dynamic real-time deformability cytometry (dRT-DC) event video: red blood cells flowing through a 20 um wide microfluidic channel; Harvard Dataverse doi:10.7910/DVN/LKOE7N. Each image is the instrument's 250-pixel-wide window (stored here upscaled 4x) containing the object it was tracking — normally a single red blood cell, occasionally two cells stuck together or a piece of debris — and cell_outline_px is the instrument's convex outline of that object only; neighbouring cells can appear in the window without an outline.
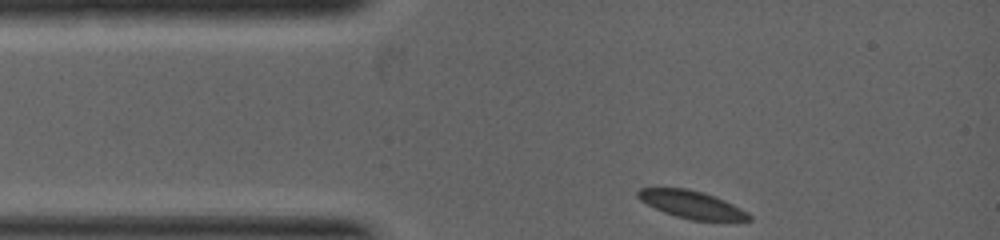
{"species": "common noctule bat (a hibernating species)", "species_latin": "Nyctalus noctula", "temperature_condition": "warm", "stored_images_in_passage": 10, "camera_frame_rate_fps": 5000, "um_per_image_px": 0.085, "animal": {"sex": "female", "body_mass_g": 19.0, "forearm_length_mm": 53.3}, "frame": {"image": 1, "passage_image": 1, "time_ms": 0.0, "image_size_px": [1000, 240], "cell_outline_px": [[752, 220], [692, 220], [676, 216], [664, 212], [640, 200], [636, 196], [636, 192], [640, 188], [688, 188], [704, 192], [724, 200], [748, 212], [752, 216]], "centroid_in_image_um": [58.78, 17.37], "position_along_channel_um": 26.2, "area_um2": 17.69}}
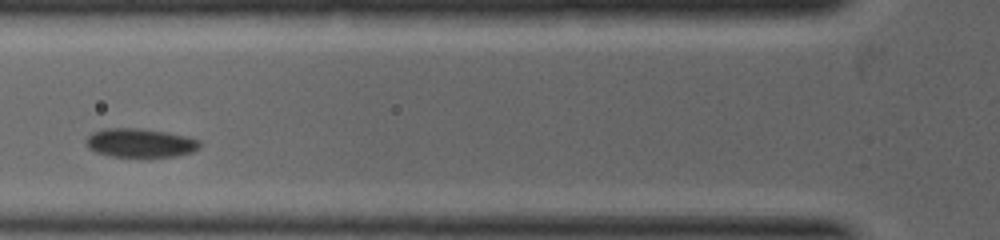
{"frame": {"image": 2, "passage_image": 6, "time_ms": 1.6, "image_size_px": [1000, 240], "cell_outline_px": [[200, 148], [192, 152], [176, 156], [148, 160], [112, 156], [96, 152], [88, 148], [84, 140], [92, 132], [104, 128], [140, 128], [188, 136], [200, 140]], "centroid_in_image_um": [11.93, 12.19], "position_along_channel_um": 113.9, "area_um2": 20.0}}
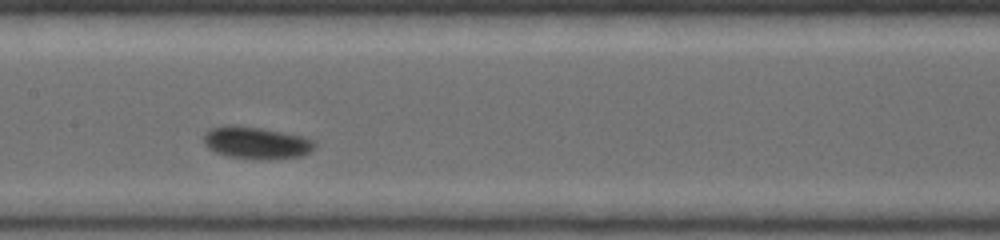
{"frame": {"image": 3, "passage_image": 9, "time_ms": 2.6, "image_size_px": [1000, 240], "cell_outline_px": [[316, 148], [304, 156], [268, 160], [252, 160], [228, 156], [216, 152], [208, 148], [204, 144], [204, 132], [208, 128], [228, 124], [264, 128], [304, 136], [316, 140]], "centroid_in_image_um": [21.82, 12.14], "position_along_channel_um": 185.6, "area_um2": 21.56}}